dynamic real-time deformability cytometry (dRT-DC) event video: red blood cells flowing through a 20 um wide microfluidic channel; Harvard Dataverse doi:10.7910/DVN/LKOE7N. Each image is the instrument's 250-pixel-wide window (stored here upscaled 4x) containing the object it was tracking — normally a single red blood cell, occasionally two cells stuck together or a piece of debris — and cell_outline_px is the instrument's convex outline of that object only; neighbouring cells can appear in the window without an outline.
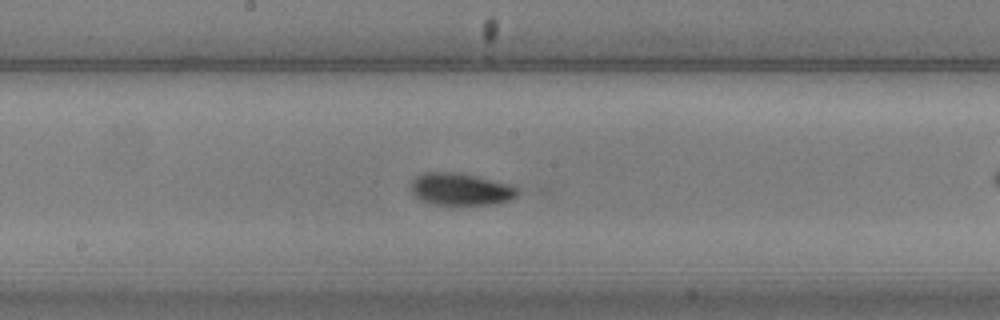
{"species": "common noctule bat (a hibernating species)", "species_latin": "Nyctalus noctula", "temperature_condition": "warm", "stored_images_in_passage": 57, "camera_frame_rate_fps": 3000, "um_per_image_px": 0.085, "animal": {"sex": "male", "body_mass_g": 20.5, "forearm_length_mm": 52.5}, "frame": {"image": 1, "passage_image": 29, "time_ms": 9.333, "image_size_px": [1000, 320], "cell_outline_px": [[520, 192], [516, 196], [508, 200], [492, 204], [452, 208], [432, 204], [420, 200], [412, 192], [412, 180], [416, 176], [424, 172], [452, 172], [476, 176], [508, 184], [516, 188]], "centroid_in_image_um": [39.12, 16.14], "position_along_channel_um": 209.1, "area_um2": 20.52}}